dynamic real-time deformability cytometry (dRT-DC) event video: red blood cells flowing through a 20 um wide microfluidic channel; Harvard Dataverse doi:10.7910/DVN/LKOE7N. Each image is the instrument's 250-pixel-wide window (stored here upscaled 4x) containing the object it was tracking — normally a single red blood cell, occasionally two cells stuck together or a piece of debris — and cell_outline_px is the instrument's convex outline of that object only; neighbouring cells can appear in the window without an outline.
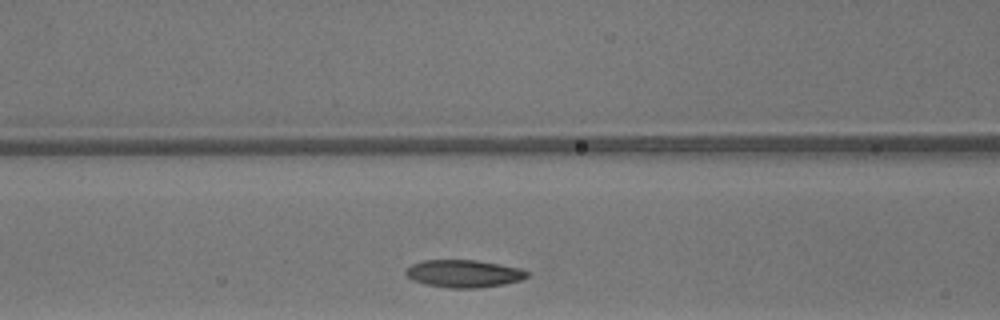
{"species": "common noctule bat (a hibernating species)", "species_latin": "Nyctalus noctula", "temperature_condition": "warm", "stored_images_in_passage": 21, "camera_frame_rate_fps": 3000, "um_per_image_px": 0.085, "animal": {"sex": "male", "body_mass_g": 13.3}, "frame": {"image": 1, "passage_image": 6, "time_ms": 1.667, "image_size_px": [1000, 320], "cell_outline_px": [[532, 272], [528, 276], [520, 280], [504, 284], [476, 288], [448, 288], [428, 284], [412, 280], [404, 272], [412, 264], [420, 260], [476, 260], [520, 268]], "centroid_in_image_um": [39.44, 23.25], "position_along_channel_um": 127.2, "area_um2": 19.42}}
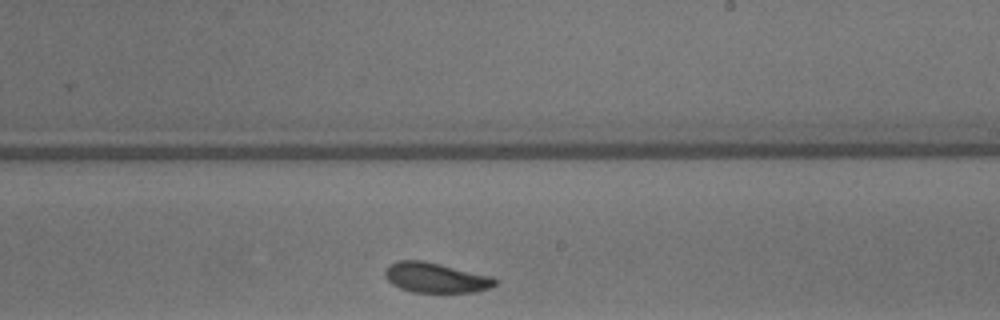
{"frame": {"image": 2, "passage_image": 15, "time_ms": 4.667, "image_size_px": [1000, 320], "cell_outline_px": [[496, 284], [488, 288], [476, 292], [412, 292], [400, 288], [392, 284], [384, 276], [384, 272], [388, 264], [396, 260], [424, 260], [492, 276], [496, 280]], "centroid_in_image_um": [36.99, 23.59], "position_along_channel_um": 252.0, "area_um2": 19.36}}
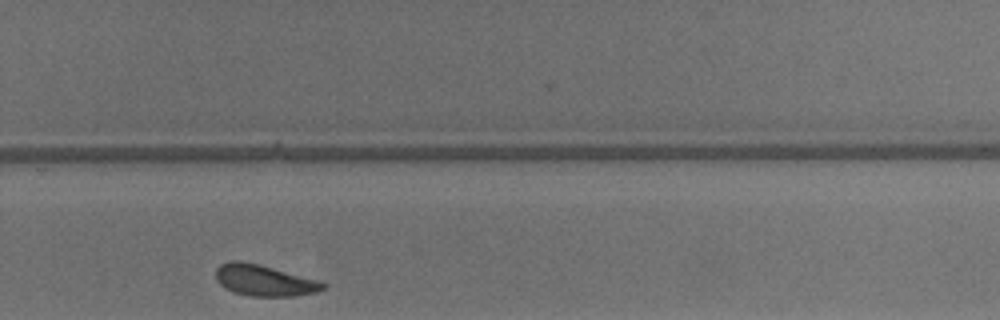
{"frame": {"image": 3, "passage_image": 19, "time_ms": 6.0, "image_size_px": [1000, 320], "cell_outline_px": [[328, 284], [324, 288], [316, 292], [296, 296], [248, 296], [232, 292], [224, 288], [216, 280], [216, 268], [220, 264], [232, 260], [240, 260], [260, 264], [320, 280]], "centroid_in_image_um": [22.46, 23.83], "position_along_channel_um": 307.3, "area_um2": 19.83}}